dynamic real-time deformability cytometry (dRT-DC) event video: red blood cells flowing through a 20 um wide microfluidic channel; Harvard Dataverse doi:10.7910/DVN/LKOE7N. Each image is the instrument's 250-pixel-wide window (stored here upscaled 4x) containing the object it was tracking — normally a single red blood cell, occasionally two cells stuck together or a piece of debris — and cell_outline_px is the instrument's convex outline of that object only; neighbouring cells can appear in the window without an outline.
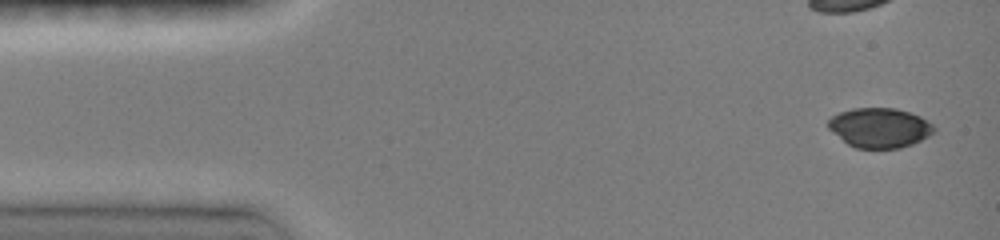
{"species": "common noctule bat (a hibernating species)", "species_latin": "Nyctalus noctula", "temperature_condition": "room temperature", "stored_images_in_passage": 5, "camera_frame_rate_fps": 3000, "um_per_image_px": 0.085, "animal": {"sex": "female", "body_mass_g": 19.0, "forearm_length_mm": 51.5}, "frame": {"image": 1, "passage_image": 1, "time_ms": 0.0, "image_size_px": [1000, 240], "cell_outline_px": [[936, 132], [912, 144], [900, 148], [856, 148], [848, 144], [832, 132], [828, 128], [828, 120], [832, 116], [840, 112], [852, 108], [896, 108], [920, 116], [932, 124], [936, 128]], "centroid_in_image_um": [74.77, 10.85], "position_along_channel_um": 10.2, "area_um2": 24.45}}